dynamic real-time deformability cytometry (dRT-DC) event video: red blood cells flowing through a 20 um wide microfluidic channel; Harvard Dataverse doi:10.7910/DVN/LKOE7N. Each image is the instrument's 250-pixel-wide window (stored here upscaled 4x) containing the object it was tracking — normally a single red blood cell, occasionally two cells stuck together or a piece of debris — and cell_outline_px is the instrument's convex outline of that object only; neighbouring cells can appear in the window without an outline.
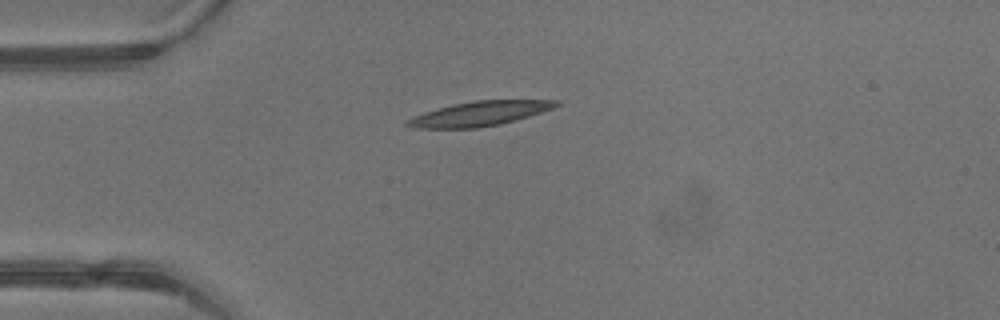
{"species": "common noctule bat (a hibernating species)", "species_latin": "Nyctalus noctula", "temperature_condition": "warm", "stored_images_in_passage": 1, "camera_frame_rate_fps": 3000, "um_per_image_px": 0.085, "animal": {"sex": "male", "body_mass_g": 13.3}, "frame": {"image": 1, "passage_image": 1, "time_ms": 0.0, "image_size_px": [1000, 320], "cell_outline_px": [[560, 104], [552, 108], [516, 120], [500, 124], [476, 128], [416, 128], [404, 124], [404, 120], [424, 112], [452, 104], [476, 100], [560, 100]], "centroid_in_image_um": [40.73, 9.66], "position_along_channel_um": 44.3, "area_um2": 21.15}}